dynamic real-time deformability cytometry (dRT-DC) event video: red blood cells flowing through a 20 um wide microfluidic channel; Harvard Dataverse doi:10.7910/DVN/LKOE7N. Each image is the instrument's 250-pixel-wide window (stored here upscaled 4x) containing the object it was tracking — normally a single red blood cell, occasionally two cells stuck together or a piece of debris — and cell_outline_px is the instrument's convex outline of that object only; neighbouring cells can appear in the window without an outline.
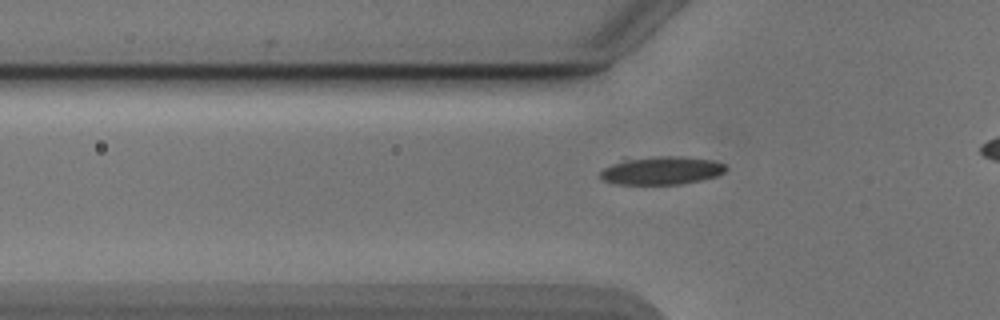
{"species": "Egyptian fruit bat (a non-hibernating species)", "species_latin": "Rousettus aegyptiacus", "temperature_condition": "cold", "stored_images_in_passage": 19, "camera_frame_rate_fps": 3000, "um_per_image_px": 0.085, "animal": {"sex": "male"}, "frame": {"image": 1, "passage_image": 6, "time_ms": 1.667, "image_size_px": [1000, 320], "cell_outline_px": [[728, 168], [724, 172], [716, 176], [700, 180], [680, 184], [612, 184], [604, 180], [600, 176], [600, 172], [604, 168], [624, 156], [676, 156], [712, 160], [724, 164]], "centroid_in_image_um": [56.14, 14.47], "position_along_channel_um": 69.7, "area_um2": 21.04}}
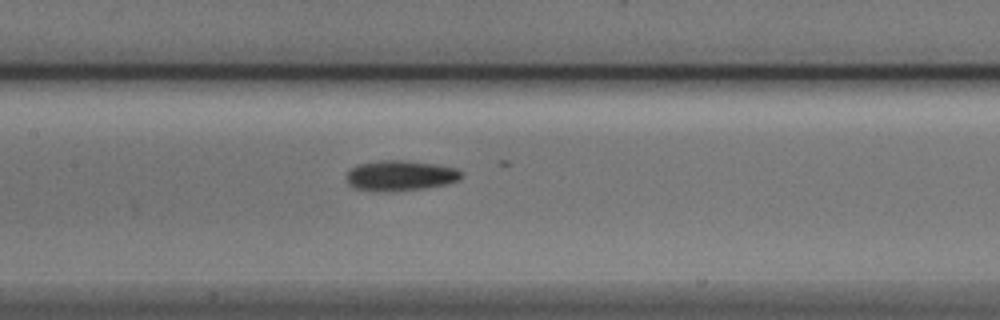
{"frame": {"image": 2, "passage_image": 14, "time_ms": 4.333, "image_size_px": [1000, 320], "cell_outline_px": [[464, 176], [460, 180], [448, 184], [424, 188], [392, 192], [376, 192], [352, 188], [344, 180], [344, 176], [348, 168], [356, 164], [380, 160], [408, 160], [436, 164], [456, 168], [464, 172]], "centroid_in_image_um": [33.97, 14.93], "position_along_channel_um": 173.4, "area_um2": 21.27}}
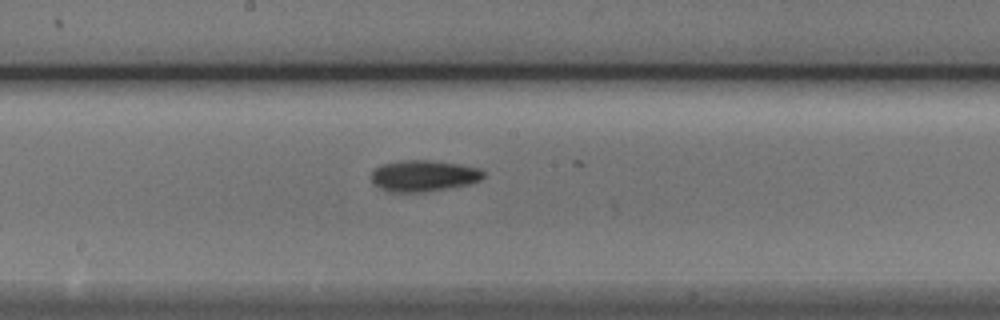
{"frame": {"image": 3, "passage_image": 17, "time_ms": 5.333, "image_size_px": [1000, 320], "cell_outline_px": [[484, 176], [480, 180], [468, 184], [452, 188], [424, 192], [392, 192], [380, 188], [372, 180], [372, 172], [376, 168], [384, 164], [404, 160], [432, 160], [480, 168], [484, 172]], "centroid_in_image_um": [36.04, 14.95], "position_along_channel_um": 212.2, "area_um2": 20.29}}